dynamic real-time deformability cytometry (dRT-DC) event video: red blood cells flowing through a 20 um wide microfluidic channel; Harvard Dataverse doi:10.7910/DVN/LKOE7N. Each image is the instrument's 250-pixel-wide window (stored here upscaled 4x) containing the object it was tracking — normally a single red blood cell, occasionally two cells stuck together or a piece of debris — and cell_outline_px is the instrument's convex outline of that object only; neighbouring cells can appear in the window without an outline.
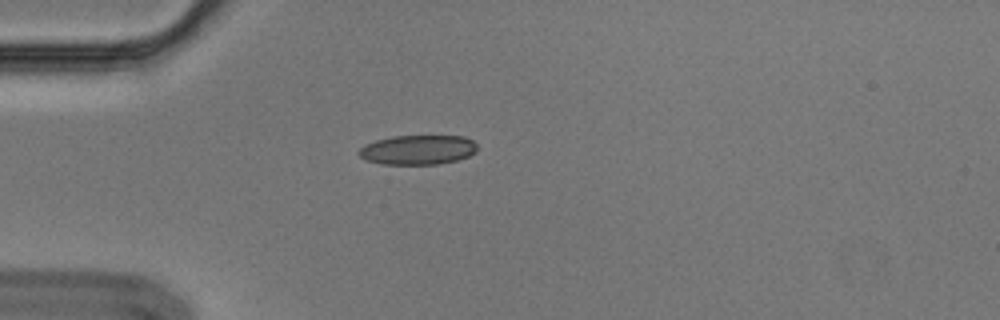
{"species": "Egyptian fruit bat (a non-hibernating species)", "species_latin": "Rousettus aegyptiacus", "temperature_condition": "cold", "stored_images_in_passage": 5, "camera_frame_rate_fps": 3000, "um_per_image_px": 0.085, "animal": {"sex": "male"}, "frame": {"image": 1, "passage_image": 5, "time_ms": 1.333, "image_size_px": [1000, 320], "cell_outline_px": [[476, 152], [468, 156], [456, 160], [436, 164], [384, 164], [368, 160], [360, 156], [356, 152], [364, 144], [376, 140], [392, 136], [464, 136], [472, 140], [476, 144]], "centroid_in_image_um": [35.5, 12.72], "position_along_channel_um": 49.5, "area_um2": 20.29}}